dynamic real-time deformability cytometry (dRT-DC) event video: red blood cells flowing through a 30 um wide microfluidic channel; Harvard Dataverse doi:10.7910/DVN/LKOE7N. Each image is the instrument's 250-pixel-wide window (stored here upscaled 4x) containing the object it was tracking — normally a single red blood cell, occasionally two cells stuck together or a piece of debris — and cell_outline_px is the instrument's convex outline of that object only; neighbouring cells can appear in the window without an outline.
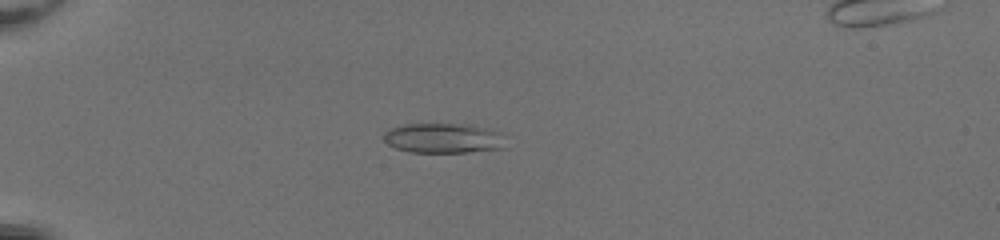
{"species": "common noctule bat (a hibernating species)", "species_latin": "Nyctalus noctula", "temperature_condition": "room temperature", "stored_images_in_passage": 51, "camera_frame_rate_fps": 3000, "um_per_image_px": 0.085, "animal": {"sex": "female", "body_mass_g": 20.0, "forearm_length_mm": 54.0}, "frame": {"image": 1, "passage_image": 16, "time_ms": 5.0, "image_size_px": [1000, 240], "cell_outline_px": [[504, 148], [468, 152], [412, 152], [396, 148], [388, 144], [384, 140], [384, 132], [392, 128], [404, 124], [472, 124], [488, 128], [500, 132]], "centroid_in_image_um": [37.68, 11.73], "position_along_channel_um": 47.3, "area_um2": 21.15}}
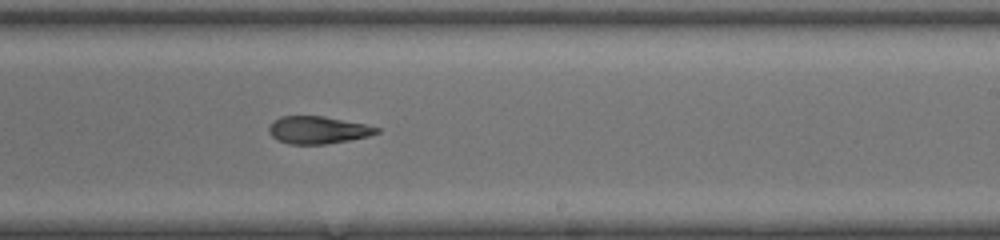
{"frame": {"image": 2, "passage_image": 34, "time_ms": 11.0, "image_size_px": [1000, 240], "cell_outline_px": [[380, 132], [368, 136], [348, 140], [324, 144], [288, 144], [272, 136], [268, 132], [268, 128], [272, 120], [280, 116], [324, 116], [368, 124], [380, 128]], "centroid_in_image_um": [27.02, 11.03], "position_along_channel_um": 262.0, "area_um2": 17.34}}
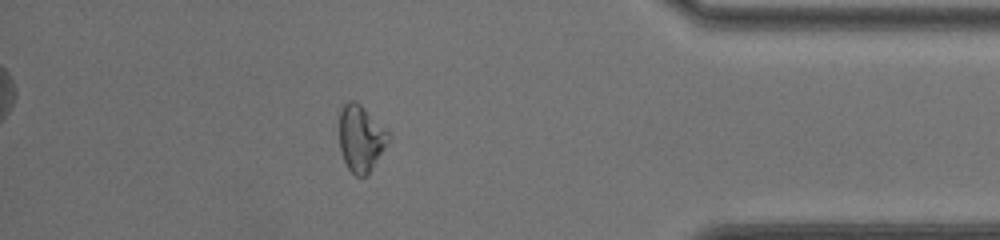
{"frame": {"image": 3, "passage_image": 46, "time_ms": 15.0, "image_size_px": [1000, 240], "cell_outline_px": [[388, 140], [384, 148], [368, 176], [356, 176], [348, 168], [344, 160], [340, 148], [340, 108], [348, 100], [356, 100], [388, 128]], "centroid_in_image_um": [30.68, 11.72], "position_along_channel_um": 404.5, "area_um2": 19.13}, "authors_computed_cell_mechanics": {"area_um2": 19.4208, "velocity_mm_per_s": 4.2235, "shape_relaxation_time_tau1_ms": null, "shape_relaxation_time_tau2_ms": 4.2663, "deformation_change_tau1": null, "deformation_change_tau2": 0.1369}}